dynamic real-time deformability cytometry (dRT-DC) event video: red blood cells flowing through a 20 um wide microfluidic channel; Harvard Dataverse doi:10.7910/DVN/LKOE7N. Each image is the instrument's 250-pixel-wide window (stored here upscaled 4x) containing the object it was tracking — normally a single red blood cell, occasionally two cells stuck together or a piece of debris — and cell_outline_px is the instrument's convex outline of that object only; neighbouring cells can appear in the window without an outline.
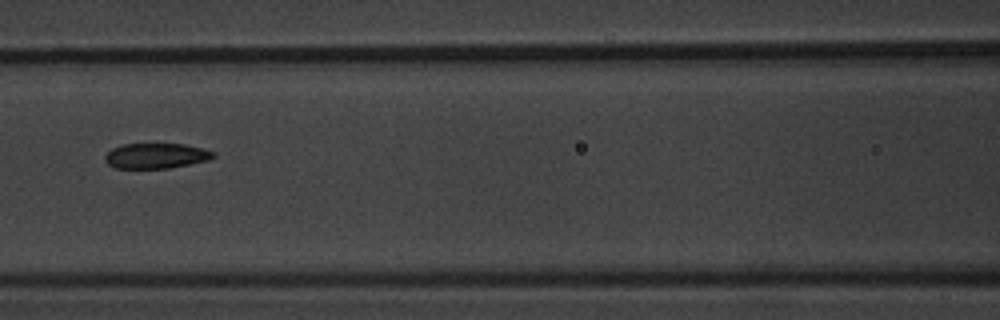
{"species": "common noctule bat (a hibernating species)", "species_latin": "Nyctalus noctula", "temperature_condition": "warm", "stored_images_in_passage": 6, "camera_frame_rate_fps": 3000, "um_per_image_px": 0.085, "animal": {"sex": "male", "body_mass_g": 20.1, "forearm_length_mm": 53.5}, "frame": {"image": 1, "passage_image": 6, "time_ms": 5.667, "image_size_px": [1000, 320], "cell_outline_px": [[216, 156], [208, 160], [168, 168], [116, 168], [108, 164], [104, 160], [104, 156], [112, 148], [124, 144], [184, 144], [216, 152]], "centroid_in_image_um": [13.25, 13.24], "position_along_channel_um": 153.3, "area_um2": 15.84}}